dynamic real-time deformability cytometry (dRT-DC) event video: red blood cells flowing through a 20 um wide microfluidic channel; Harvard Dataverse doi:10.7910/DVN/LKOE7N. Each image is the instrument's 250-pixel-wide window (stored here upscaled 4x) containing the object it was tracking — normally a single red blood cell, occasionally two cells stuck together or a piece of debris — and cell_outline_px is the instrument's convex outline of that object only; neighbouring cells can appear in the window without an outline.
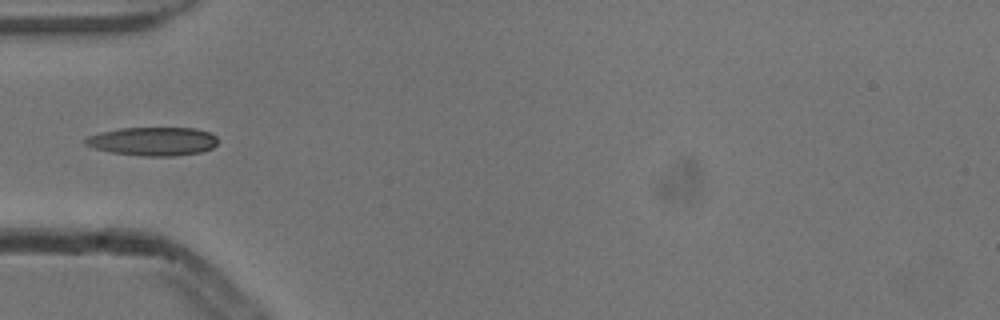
{"species": "common noctule bat (a hibernating species)", "species_latin": "Nyctalus noctula", "temperature_condition": "cold", "stored_images_in_passage": 6, "camera_frame_rate_fps": 3000, "um_per_image_px": 0.085, "animal": {"sex": "male", "body_mass_g": 13.3}, "frame": {"image": 1, "passage_image": 5, "time_ms": 1.333, "image_size_px": [1000, 320], "cell_outline_px": [[216, 144], [212, 148], [204, 152], [172, 156], [144, 156], [112, 152], [96, 148], [84, 144], [84, 140], [88, 136], [100, 132], [120, 128], [196, 128], [208, 132], [216, 136]], "centroid_in_image_um": [13.01, 12.01], "position_along_channel_um": 72.0, "area_um2": 21.96}}
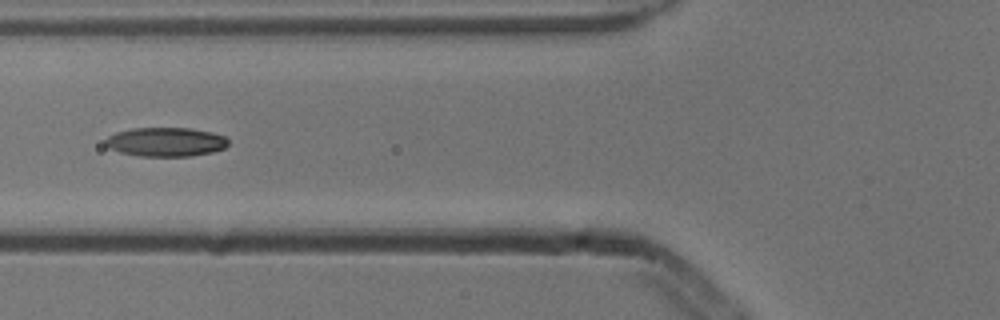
{"frame": {"image": 2, "passage_image": 6, "time_ms": 1.667, "image_size_px": [1000, 320], "cell_outline_px": [[228, 144], [224, 148], [212, 152], [192, 156], [140, 156], [120, 152], [104, 144], [104, 140], [108, 136], [116, 132], [132, 128], [188, 128], [212, 132], [224, 136], [228, 140]], "centroid_in_image_um": [14.09, 12.06], "position_along_channel_um": 111.7, "area_um2": 20.75}}